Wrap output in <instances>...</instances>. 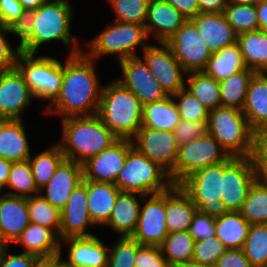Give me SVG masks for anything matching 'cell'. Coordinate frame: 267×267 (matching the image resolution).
Wrapping results in <instances>:
<instances>
[{"instance_id": "cell-13", "label": "cell", "mask_w": 267, "mask_h": 267, "mask_svg": "<svg viewBox=\"0 0 267 267\" xmlns=\"http://www.w3.org/2000/svg\"><path fill=\"white\" fill-rule=\"evenodd\" d=\"M139 220L130 236L140 245L160 246L168 229L166 225V191L142 197Z\"/></svg>"}, {"instance_id": "cell-31", "label": "cell", "mask_w": 267, "mask_h": 267, "mask_svg": "<svg viewBox=\"0 0 267 267\" xmlns=\"http://www.w3.org/2000/svg\"><path fill=\"white\" fill-rule=\"evenodd\" d=\"M180 114L172 96L143 105L142 127L173 132Z\"/></svg>"}, {"instance_id": "cell-46", "label": "cell", "mask_w": 267, "mask_h": 267, "mask_svg": "<svg viewBox=\"0 0 267 267\" xmlns=\"http://www.w3.org/2000/svg\"><path fill=\"white\" fill-rule=\"evenodd\" d=\"M180 118L187 121L203 122L208 120L209 109L185 88L172 95Z\"/></svg>"}, {"instance_id": "cell-9", "label": "cell", "mask_w": 267, "mask_h": 267, "mask_svg": "<svg viewBox=\"0 0 267 267\" xmlns=\"http://www.w3.org/2000/svg\"><path fill=\"white\" fill-rule=\"evenodd\" d=\"M224 162L195 171L179 186L190 196L199 212L212 217H220L228 212L220 200Z\"/></svg>"}, {"instance_id": "cell-57", "label": "cell", "mask_w": 267, "mask_h": 267, "mask_svg": "<svg viewBox=\"0 0 267 267\" xmlns=\"http://www.w3.org/2000/svg\"><path fill=\"white\" fill-rule=\"evenodd\" d=\"M176 8L184 17L190 19L200 13L197 0H164Z\"/></svg>"}, {"instance_id": "cell-58", "label": "cell", "mask_w": 267, "mask_h": 267, "mask_svg": "<svg viewBox=\"0 0 267 267\" xmlns=\"http://www.w3.org/2000/svg\"><path fill=\"white\" fill-rule=\"evenodd\" d=\"M202 13H224L228 0H197Z\"/></svg>"}, {"instance_id": "cell-21", "label": "cell", "mask_w": 267, "mask_h": 267, "mask_svg": "<svg viewBox=\"0 0 267 267\" xmlns=\"http://www.w3.org/2000/svg\"><path fill=\"white\" fill-rule=\"evenodd\" d=\"M63 244L69 248L65 261L72 267H107L109 247L96 234L63 239L60 252Z\"/></svg>"}, {"instance_id": "cell-54", "label": "cell", "mask_w": 267, "mask_h": 267, "mask_svg": "<svg viewBox=\"0 0 267 267\" xmlns=\"http://www.w3.org/2000/svg\"><path fill=\"white\" fill-rule=\"evenodd\" d=\"M24 8L19 0H0V23L10 26L22 14Z\"/></svg>"}, {"instance_id": "cell-26", "label": "cell", "mask_w": 267, "mask_h": 267, "mask_svg": "<svg viewBox=\"0 0 267 267\" xmlns=\"http://www.w3.org/2000/svg\"><path fill=\"white\" fill-rule=\"evenodd\" d=\"M22 120L0 119V157L11 162L28 160L32 154Z\"/></svg>"}, {"instance_id": "cell-62", "label": "cell", "mask_w": 267, "mask_h": 267, "mask_svg": "<svg viewBox=\"0 0 267 267\" xmlns=\"http://www.w3.org/2000/svg\"><path fill=\"white\" fill-rule=\"evenodd\" d=\"M51 267H72L64 259H62V252L60 255L51 257Z\"/></svg>"}, {"instance_id": "cell-33", "label": "cell", "mask_w": 267, "mask_h": 267, "mask_svg": "<svg viewBox=\"0 0 267 267\" xmlns=\"http://www.w3.org/2000/svg\"><path fill=\"white\" fill-rule=\"evenodd\" d=\"M248 69L267 73V31H249L238 34L237 42Z\"/></svg>"}, {"instance_id": "cell-45", "label": "cell", "mask_w": 267, "mask_h": 267, "mask_svg": "<svg viewBox=\"0 0 267 267\" xmlns=\"http://www.w3.org/2000/svg\"><path fill=\"white\" fill-rule=\"evenodd\" d=\"M142 246L132 237H118L109 249L107 267H135L134 260Z\"/></svg>"}, {"instance_id": "cell-43", "label": "cell", "mask_w": 267, "mask_h": 267, "mask_svg": "<svg viewBox=\"0 0 267 267\" xmlns=\"http://www.w3.org/2000/svg\"><path fill=\"white\" fill-rule=\"evenodd\" d=\"M224 15L237 34L259 30L256 5L228 1Z\"/></svg>"}, {"instance_id": "cell-40", "label": "cell", "mask_w": 267, "mask_h": 267, "mask_svg": "<svg viewBox=\"0 0 267 267\" xmlns=\"http://www.w3.org/2000/svg\"><path fill=\"white\" fill-rule=\"evenodd\" d=\"M195 240L188 231L168 233L160 245L163 256L172 267L175 264L192 261Z\"/></svg>"}, {"instance_id": "cell-2", "label": "cell", "mask_w": 267, "mask_h": 267, "mask_svg": "<svg viewBox=\"0 0 267 267\" xmlns=\"http://www.w3.org/2000/svg\"><path fill=\"white\" fill-rule=\"evenodd\" d=\"M74 7L68 0H46L35 10L31 37L20 47L21 52L37 54L43 44L62 42L69 55L83 51L78 39L72 36Z\"/></svg>"}, {"instance_id": "cell-66", "label": "cell", "mask_w": 267, "mask_h": 267, "mask_svg": "<svg viewBox=\"0 0 267 267\" xmlns=\"http://www.w3.org/2000/svg\"><path fill=\"white\" fill-rule=\"evenodd\" d=\"M228 1L236 2L240 4L256 5L260 0H228Z\"/></svg>"}, {"instance_id": "cell-52", "label": "cell", "mask_w": 267, "mask_h": 267, "mask_svg": "<svg viewBox=\"0 0 267 267\" xmlns=\"http://www.w3.org/2000/svg\"><path fill=\"white\" fill-rule=\"evenodd\" d=\"M135 267H171L160 246L143 245L136 254Z\"/></svg>"}, {"instance_id": "cell-61", "label": "cell", "mask_w": 267, "mask_h": 267, "mask_svg": "<svg viewBox=\"0 0 267 267\" xmlns=\"http://www.w3.org/2000/svg\"><path fill=\"white\" fill-rule=\"evenodd\" d=\"M46 0H19L22 4L24 10L25 9H34L36 10L40 7Z\"/></svg>"}, {"instance_id": "cell-53", "label": "cell", "mask_w": 267, "mask_h": 267, "mask_svg": "<svg viewBox=\"0 0 267 267\" xmlns=\"http://www.w3.org/2000/svg\"><path fill=\"white\" fill-rule=\"evenodd\" d=\"M35 19L34 9H25L23 14L14 21L10 26V33L18 37V46L21 47L30 37L33 32Z\"/></svg>"}, {"instance_id": "cell-49", "label": "cell", "mask_w": 267, "mask_h": 267, "mask_svg": "<svg viewBox=\"0 0 267 267\" xmlns=\"http://www.w3.org/2000/svg\"><path fill=\"white\" fill-rule=\"evenodd\" d=\"M178 146L209 134V121L194 122L181 119L173 130Z\"/></svg>"}, {"instance_id": "cell-22", "label": "cell", "mask_w": 267, "mask_h": 267, "mask_svg": "<svg viewBox=\"0 0 267 267\" xmlns=\"http://www.w3.org/2000/svg\"><path fill=\"white\" fill-rule=\"evenodd\" d=\"M211 53L234 45L238 34L228 23L224 13H198L189 19Z\"/></svg>"}, {"instance_id": "cell-38", "label": "cell", "mask_w": 267, "mask_h": 267, "mask_svg": "<svg viewBox=\"0 0 267 267\" xmlns=\"http://www.w3.org/2000/svg\"><path fill=\"white\" fill-rule=\"evenodd\" d=\"M240 212L251 225L267 224V179L255 180Z\"/></svg>"}, {"instance_id": "cell-10", "label": "cell", "mask_w": 267, "mask_h": 267, "mask_svg": "<svg viewBox=\"0 0 267 267\" xmlns=\"http://www.w3.org/2000/svg\"><path fill=\"white\" fill-rule=\"evenodd\" d=\"M230 156L211 135L194 139L178 147V154L169 177L179 185L195 171L225 162Z\"/></svg>"}, {"instance_id": "cell-59", "label": "cell", "mask_w": 267, "mask_h": 267, "mask_svg": "<svg viewBox=\"0 0 267 267\" xmlns=\"http://www.w3.org/2000/svg\"><path fill=\"white\" fill-rule=\"evenodd\" d=\"M256 15L258 17L259 30L267 31V0H260L256 4Z\"/></svg>"}, {"instance_id": "cell-60", "label": "cell", "mask_w": 267, "mask_h": 267, "mask_svg": "<svg viewBox=\"0 0 267 267\" xmlns=\"http://www.w3.org/2000/svg\"><path fill=\"white\" fill-rule=\"evenodd\" d=\"M12 162L0 157V190L3 192V188L6 187L8 177L10 174Z\"/></svg>"}, {"instance_id": "cell-55", "label": "cell", "mask_w": 267, "mask_h": 267, "mask_svg": "<svg viewBox=\"0 0 267 267\" xmlns=\"http://www.w3.org/2000/svg\"><path fill=\"white\" fill-rule=\"evenodd\" d=\"M215 267H252L242 248L227 249L217 260Z\"/></svg>"}, {"instance_id": "cell-42", "label": "cell", "mask_w": 267, "mask_h": 267, "mask_svg": "<svg viewBox=\"0 0 267 267\" xmlns=\"http://www.w3.org/2000/svg\"><path fill=\"white\" fill-rule=\"evenodd\" d=\"M252 267H267V224H253L242 247Z\"/></svg>"}, {"instance_id": "cell-7", "label": "cell", "mask_w": 267, "mask_h": 267, "mask_svg": "<svg viewBox=\"0 0 267 267\" xmlns=\"http://www.w3.org/2000/svg\"><path fill=\"white\" fill-rule=\"evenodd\" d=\"M209 134L231 157H250L254 131L242 110L220 106L209 111Z\"/></svg>"}, {"instance_id": "cell-50", "label": "cell", "mask_w": 267, "mask_h": 267, "mask_svg": "<svg viewBox=\"0 0 267 267\" xmlns=\"http://www.w3.org/2000/svg\"><path fill=\"white\" fill-rule=\"evenodd\" d=\"M9 34L11 35L10 28L0 23V71L15 68L18 56L21 53L17 44L12 47L9 37H7Z\"/></svg>"}, {"instance_id": "cell-47", "label": "cell", "mask_w": 267, "mask_h": 267, "mask_svg": "<svg viewBox=\"0 0 267 267\" xmlns=\"http://www.w3.org/2000/svg\"><path fill=\"white\" fill-rule=\"evenodd\" d=\"M227 248L216 236L206 240L196 241L192 260L200 264L215 266L217 260Z\"/></svg>"}, {"instance_id": "cell-28", "label": "cell", "mask_w": 267, "mask_h": 267, "mask_svg": "<svg viewBox=\"0 0 267 267\" xmlns=\"http://www.w3.org/2000/svg\"><path fill=\"white\" fill-rule=\"evenodd\" d=\"M198 211L190 196L179 186L166 191V225L168 233L188 231Z\"/></svg>"}, {"instance_id": "cell-36", "label": "cell", "mask_w": 267, "mask_h": 267, "mask_svg": "<svg viewBox=\"0 0 267 267\" xmlns=\"http://www.w3.org/2000/svg\"><path fill=\"white\" fill-rule=\"evenodd\" d=\"M31 154L29 160L36 186L40 190L52 178L56 168L65 159L58 143H53L36 155Z\"/></svg>"}, {"instance_id": "cell-3", "label": "cell", "mask_w": 267, "mask_h": 267, "mask_svg": "<svg viewBox=\"0 0 267 267\" xmlns=\"http://www.w3.org/2000/svg\"><path fill=\"white\" fill-rule=\"evenodd\" d=\"M60 145L67 160L83 164L119 138L102 122L97 114L63 118Z\"/></svg>"}, {"instance_id": "cell-16", "label": "cell", "mask_w": 267, "mask_h": 267, "mask_svg": "<svg viewBox=\"0 0 267 267\" xmlns=\"http://www.w3.org/2000/svg\"><path fill=\"white\" fill-rule=\"evenodd\" d=\"M134 147L132 139L119 138L111 146L82 164L83 179L114 183Z\"/></svg>"}, {"instance_id": "cell-15", "label": "cell", "mask_w": 267, "mask_h": 267, "mask_svg": "<svg viewBox=\"0 0 267 267\" xmlns=\"http://www.w3.org/2000/svg\"><path fill=\"white\" fill-rule=\"evenodd\" d=\"M118 64L122 76L115 80L129 89L142 106L168 97L140 56L123 59Z\"/></svg>"}, {"instance_id": "cell-5", "label": "cell", "mask_w": 267, "mask_h": 267, "mask_svg": "<svg viewBox=\"0 0 267 267\" xmlns=\"http://www.w3.org/2000/svg\"><path fill=\"white\" fill-rule=\"evenodd\" d=\"M148 39L144 25L114 21L90 41H86L84 46H89V49H83V52L95 61L102 56L115 55L119 62L140 56L136 49L143 50L149 44Z\"/></svg>"}, {"instance_id": "cell-27", "label": "cell", "mask_w": 267, "mask_h": 267, "mask_svg": "<svg viewBox=\"0 0 267 267\" xmlns=\"http://www.w3.org/2000/svg\"><path fill=\"white\" fill-rule=\"evenodd\" d=\"M14 244L23 251L38 258H51L60 255L61 239L52 230L36 223H30Z\"/></svg>"}, {"instance_id": "cell-37", "label": "cell", "mask_w": 267, "mask_h": 267, "mask_svg": "<svg viewBox=\"0 0 267 267\" xmlns=\"http://www.w3.org/2000/svg\"><path fill=\"white\" fill-rule=\"evenodd\" d=\"M256 72L245 69L220 82L221 105L243 110L246 92Z\"/></svg>"}, {"instance_id": "cell-4", "label": "cell", "mask_w": 267, "mask_h": 267, "mask_svg": "<svg viewBox=\"0 0 267 267\" xmlns=\"http://www.w3.org/2000/svg\"><path fill=\"white\" fill-rule=\"evenodd\" d=\"M143 106L117 80L103 85L97 115L118 137L132 139L142 127Z\"/></svg>"}, {"instance_id": "cell-29", "label": "cell", "mask_w": 267, "mask_h": 267, "mask_svg": "<svg viewBox=\"0 0 267 267\" xmlns=\"http://www.w3.org/2000/svg\"><path fill=\"white\" fill-rule=\"evenodd\" d=\"M252 130L267 129V73H255L250 80L243 107Z\"/></svg>"}, {"instance_id": "cell-25", "label": "cell", "mask_w": 267, "mask_h": 267, "mask_svg": "<svg viewBox=\"0 0 267 267\" xmlns=\"http://www.w3.org/2000/svg\"><path fill=\"white\" fill-rule=\"evenodd\" d=\"M142 197L140 194L121 191L109 220L102 227H111V231L119 234V237H130L139 220Z\"/></svg>"}, {"instance_id": "cell-51", "label": "cell", "mask_w": 267, "mask_h": 267, "mask_svg": "<svg viewBox=\"0 0 267 267\" xmlns=\"http://www.w3.org/2000/svg\"><path fill=\"white\" fill-rule=\"evenodd\" d=\"M215 221V217L197 211L193 217V221L189 227L188 232L194 238L195 242L215 237Z\"/></svg>"}, {"instance_id": "cell-19", "label": "cell", "mask_w": 267, "mask_h": 267, "mask_svg": "<svg viewBox=\"0 0 267 267\" xmlns=\"http://www.w3.org/2000/svg\"><path fill=\"white\" fill-rule=\"evenodd\" d=\"M95 224L89 216L87 206V180L83 179L71 193L66 206L61 210V240L72 237L93 236L89 228Z\"/></svg>"}, {"instance_id": "cell-44", "label": "cell", "mask_w": 267, "mask_h": 267, "mask_svg": "<svg viewBox=\"0 0 267 267\" xmlns=\"http://www.w3.org/2000/svg\"><path fill=\"white\" fill-rule=\"evenodd\" d=\"M116 21L145 25L150 0H106Z\"/></svg>"}, {"instance_id": "cell-56", "label": "cell", "mask_w": 267, "mask_h": 267, "mask_svg": "<svg viewBox=\"0 0 267 267\" xmlns=\"http://www.w3.org/2000/svg\"><path fill=\"white\" fill-rule=\"evenodd\" d=\"M10 247L6 250L0 261V267H33L39 259L37 256L22 252L20 254L9 253Z\"/></svg>"}, {"instance_id": "cell-48", "label": "cell", "mask_w": 267, "mask_h": 267, "mask_svg": "<svg viewBox=\"0 0 267 267\" xmlns=\"http://www.w3.org/2000/svg\"><path fill=\"white\" fill-rule=\"evenodd\" d=\"M250 158L257 177L267 179V129L254 132Z\"/></svg>"}, {"instance_id": "cell-32", "label": "cell", "mask_w": 267, "mask_h": 267, "mask_svg": "<svg viewBox=\"0 0 267 267\" xmlns=\"http://www.w3.org/2000/svg\"><path fill=\"white\" fill-rule=\"evenodd\" d=\"M247 69L239 45L224 47L212 53L203 72L221 82L231 75Z\"/></svg>"}, {"instance_id": "cell-18", "label": "cell", "mask_w": 267, "mask_h": 267, "mask_svg": "<svg viewBox=\"0 0 267 267\" xmlns=\"http://www.w3.org/2000/svg\"><path fill=\"white\" fill-rule=\"evenodd\" d=\"M132 142L140 153L159 164L168 173L173 170L179 147L173 132L140 128Z\"/></svg>"}, {"instance_id": "cell-24", "label": "cell", "mask_w": 267, "mask_h": 267, "mask_svg": "<svg viewBox=\"0 0 267 267\" xmlns=\"http://www.w3.org/2000/svg\"><path fill=\"white\" fill-rule=\"evenodd\" d=\"M30 224L28 198L0 194V235L11 246Z\"/></svg>"}, {"instance_id": "cell-30", "label": "cell", "mask_w": 267, "mask_h": 267, "mask_svg": "<svg viewBox=\"0 0 267 267\" xmlns=\"http://www.w3.org/2000/svg\"><path fill=\"white\" fill-rule=\"evenodd\" d=\"M120 192L114 183L87 180V206L96 227L102 228L109 220Z\"/></svg>"}, {"instance_id": "cell-14", "label": "cell", "mask_w": 267, "mask_h": 267, "mask_svg": "<svg viewBox=\"0 0 267 267\" xmlns=\"http://www.w3.org/2000/svg\"><path fill=\"white\" fill-rule=\"evenodd\" d=\"M166 43L187 73L203 71L212 56L208 46L189 19Z\"/></svg>"}, {"instance_id": "cell-1", "label": "cell", "mask_w": 267, "mask_h": 267, "mask_svg": "<svg viewBox=\"0 0 267 267\" xmlns=\"http://www.w3.org/2000/svg\"><path fill=\"white\" fill-rule=\"evenodd\" d=\"M96 61L83 51L63 60V79L57 97L47 105L45 114L61 119L91 116L98 112L103 86L99 81Z\"/></svg>"}, {"instance_id": "cell-41", "label": "cell", "mask_w": 267, "mask_h": 267, "mask_svg": "<svg viewBox=\"0 0 267 267\" xmlns=\"http://www.w3.org/2000/svg\"><path fill=\"white\" fill-rule=\"evenodd\" d=\"M30 223L52 229L58 236L61 226V210L53 207L40 194L28 197Z\"/></svg>"}, {"instance_id": "cell-6", "label": "cell", "mask_w": 267, "mask_h": 267, "mask_svg": "<svg viewBox=\"0 0 267 267\" xmlns=\"http://www.w3.org/2000/svg\"><path fill=\"white\" fill-rule=\"evenodd\" d=\"M115 185L120 191L148 196L165 192L174 184L165 169L133 147L128 152Z\"/></svg>"}, {"instance_id": "cell-11", "label": "cell", "mask_w": 267, "mask_h": 267, "mask_svg": "<svg viewBox=\"0 0 267 267\" xmlns=\"http://www.w3.org/2000/svg\"><path fill=\"white\" fill-rule=\"evenodd\" d=\"M158 44V45H157ZM148 44L140 56L168 96L185 88L187 72L166 42Z\"/></svg>"}, {"instance_id": "cell-63", "label": "cell", "mask_w": 267, "mask_h": 267, "mask_svg": "<svg viewBox=\"0 0 267 267\" xmlns=\"http://www.w3.org/2000/svg\"><path fill=\"white\" fill-rule=\"evenodd\" d=\"M172 267H215V266L200 264V263L192 260V261H187V262L175 264Z\"/></svg>"}, {"instance_id": "cell-20", "label": "cell", "mask_w": 267, "mask_h": 267, "mask_svg": "<svg viewBox=\"0 0 267 267\" xmlns=\"http://www.w3.org/2000/svg\"><path fill=\"white\" fill-rule=\"evenodd\" d=\"M83 181L82 165L64 159L49 182L40 189V195L53 207L62 210L73 190Z\"/></svg>"}, {"instance_id": "cell-65", "label": "cell", "mask_w": 267, "mask_h": 267, "mask_svg": "<svg viewBox=\"0 0 267 267\" xmlns=\"http://www.w3.org/2000/svg\"><path fill=\"white\" fill-rule=\"evenodd\" d=\"M11 247L4 238L0 235V261L3 258V255L5 254L6 250Z\"/></svg>"}, {"instance_id": "cell-64", "label": "cell", "mask_w": 267, "mask_h": 267, "mask_svg": "<svg viewBox=\"0 0 267 267\" xmlns=\"http://www.w3.org/2000/svg\"><path fill=\"white\" fill-rule=\"evenodd\" d=\"M33 267H51V258H39Z\"/></svg>"}, {"instance_id": "cell-35", "label": "cell", "mask_w": 267, "mask_h": 267, "mask_svg": "<svg viewBox=\"0 0 267 267\" xmlns=\"http://www.w3.org/2000/svg\"><path fill=\"white\" fill-rule=\"evenodd\" d=\"M185 89L210 110L221 105L220 82L203 71L187 73Z\"/></svg>"}, {"instance_id": "cell-8", "label": "cell", "mask_w": 267, "mask_h": 267, "mask_svg": "<svg viewBox=\"0 0 267 267\" xmlns=\"http://www.w3.org/2000/svg\"><path fill=\"white\" fill-rule=\"evenodd\" d=\"M16 68L23 75L35 100L49 105L59 94L63 79V61L48 55L21 52Z\"/></svg>"}, {"instance_id": "cell-12", "label": "cell", "mask_w": 267, "mask_h": 267, "mask_svg": "<svg viewBox=\"0 0 267 267\" xmlns=\"http://www.w3.org/2000/svg\"><path fill=\"white\" fill-rule=\"evenodd\" d=\"M250 157H229L224 162L220 200L228 211H240L252 184L257 179Z\"/></svg>"}, {"instance_id": "cell-17", "label": "cell", "mask_w": 267, "mask_h": 267, "mask_svg": "<svg viewBox=\"0 0 267 267\" xmlns=\"http://www.w3.org/2000/svg\"><path fill=\"white\" fill-rule=\"evenodd\" d=\"M34 99L16 67L0 71V119L22 120L23 112Z\"/></svg>"}, {"instance_id": "cell-34", "label": "cell", "mask_w": 267, "mask_h": 267, "mask_svg": "<svg viewBox=\"0 0 267 267\" xmlns=\"http://www.w3.org/2000/svg\"><path fill=\"white\" fill-rule=\"evenodd\" d=\"M250 226L240 211H228L216 218V237L227 249H240L246 241Z\"/></svg>"}, {"instance_id": "cell-23", "label": "cell", "mask_w": 267, "mask_h": 267, "mask_svg": "<svg viewBox=\"0 0 267 267\" xmlns=\"http://www.w3.org/2000/svg\"><path fill=\"white\" fill-rule=\"evenodd\" d=\"M186 21L187 18L166 1L150 0L144 26L148 37L166 42Z\"/></svg>"}, {"instance_id": "cell-39", "label": "cell", "mask_w": 267, "mask_h": 267, "mask_svg": "<svg viewBox=\"0 0 267 267\" xmlns=\"http://www.w3.org/2000/svg\"><path fill=\"white\" fill-rule=\"evenodd\" d=\"M6 195L18 197H32L40 194L36 186L29 160L12 162L10 174L4 191ZM13 190V191H12Z\"/></svg>"}]
</instances>
